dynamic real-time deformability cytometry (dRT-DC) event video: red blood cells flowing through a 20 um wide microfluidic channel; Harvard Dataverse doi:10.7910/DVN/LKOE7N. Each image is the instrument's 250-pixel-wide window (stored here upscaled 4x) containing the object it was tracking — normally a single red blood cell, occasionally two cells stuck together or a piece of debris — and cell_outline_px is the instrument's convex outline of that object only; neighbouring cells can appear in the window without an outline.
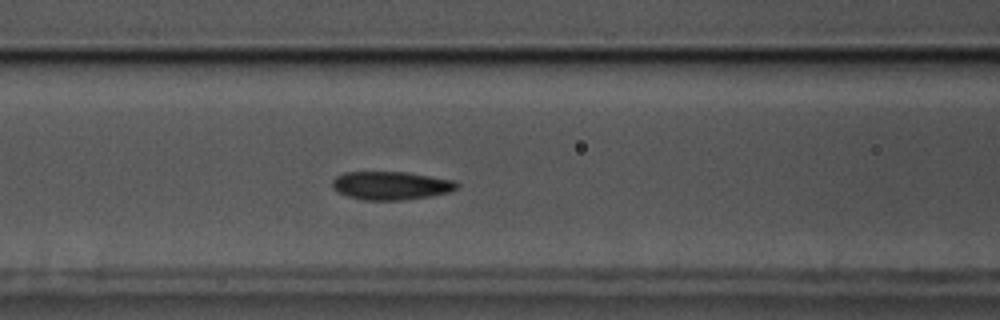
{"species": "common noctule bat (a hibernating species)", "species_latin": "Nyctalus noctula", "temperature_condition": "cold", "stored_images_in_passage": 57, "camera_frame_rate_fps": 3000, "um_per_image_px": 0.085, "animal": {"sex": "male", "body_mass_g": 17.5, "forearm_length_mm": 52.3}, "frame": {"image": 1, "passage_image": 23, "time_ms": 7.333, "image_size_px": [1000, 320], "cell_outline_px": [[460, 188], [448, 192], [432, 196], [400, 200], [364, 200], [348, 196], [332, 188], [332, 180], [336, 176], [344, 172], [408, 172], [456, 180], [460, 184]], "centroid_in_image_um": [33.28, 15.76], "position_along_channel_um": 133.3, "area_um2": 20.75}}
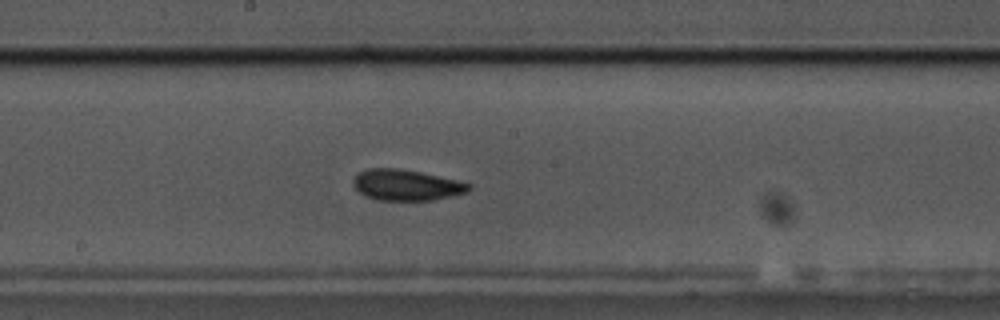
{"frame": {"image": 2, "passage_image": 30, "time_ms": 9.667, "image_size_px": [1000, 320], "cell_outline_px": [[472, 188], [468, 192], [452, 196], [432, 200], [380, 200], [364, 196], [352, 184], [352, 180], [360, 172], [368, 168], [396, 168], [420, 172], [456, 180], [472, 184]], "centroid_in_image_um": [34.55, 15.73], "position_along_channel_um": 213.7, "area_um2": 20.75}}
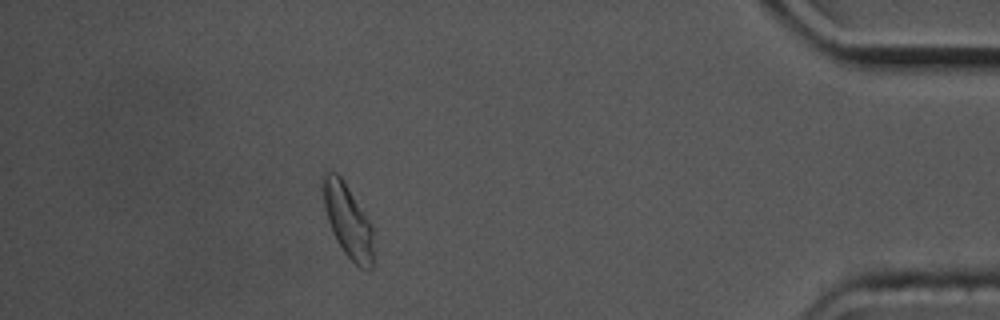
{"frame": {"image": 3, "passage_image": 51, "time_ms": 16.667, "image_size_px": [1000, 320], "cell_outline_px": [[372, 268], [360, 268], [344, 252], [332, 232], [324, 208], [324, 172], [336, 172], [340, 176], [372, 224]], "centroid_in_image_um": [29.57, 18.78], "position_along_channel_um": 405.6, "area_um2": 20.81}, "authors_computed_cell_mechanics": {"area_um2": 20.6924, "velocity_mm_per_s": 3.4577, "shape_relaxation_time_tau1_ms": 8.8035, "shape_relaxation_time_tau2_ms": 3.2436, "deformation_change_tau1": 0.1355, "deformation_change_tau2": 0.0639}}